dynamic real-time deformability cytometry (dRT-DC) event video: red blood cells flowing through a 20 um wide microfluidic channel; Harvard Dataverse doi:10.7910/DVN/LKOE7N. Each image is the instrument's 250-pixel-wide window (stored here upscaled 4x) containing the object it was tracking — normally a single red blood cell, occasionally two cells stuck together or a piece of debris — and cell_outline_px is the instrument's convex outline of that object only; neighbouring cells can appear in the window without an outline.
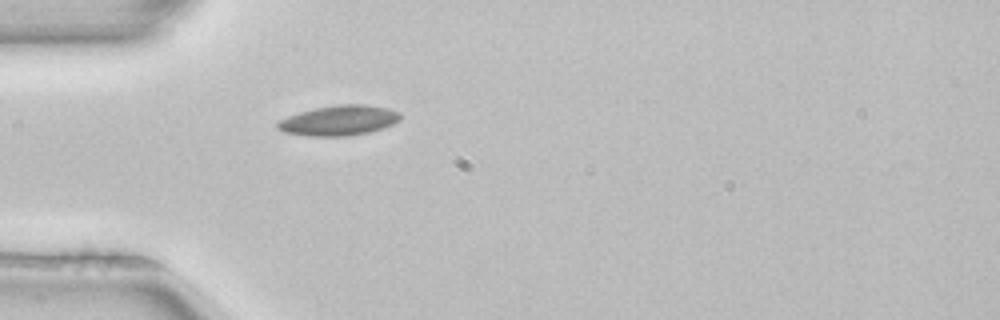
{"species": "common noctule bat (a hibernating species)", "species_latin": "Nyctalus noctula", "temperature_condition": "room temperature", "stored_images_in_passage": 1, "camera_frame_rate_fps": 3000, "um_per_image_px": 0.085, "animal": {"sex": "female", "body_mass_g": 22.7, "forearm_length_mm": 54.2}, "frame": {"image": 1, "passage_image": 1, "time_ms": 0.0, "image_size_px": [1000, 320], "cell_outline_px": [[400, 120], [392, 124], [368, 132], [348, 136], [308, 136], [284, 132], [276, 128], [276, 124], [280, 120], [288, 116], [300, 112], [316, 108], [340, 104], [364, 104], [388, 108], [400, 112]], "centroid_in_image_um": [28.8, 10.24], "position_along_channel_um": 56.2, "area_um2": 21.39}}